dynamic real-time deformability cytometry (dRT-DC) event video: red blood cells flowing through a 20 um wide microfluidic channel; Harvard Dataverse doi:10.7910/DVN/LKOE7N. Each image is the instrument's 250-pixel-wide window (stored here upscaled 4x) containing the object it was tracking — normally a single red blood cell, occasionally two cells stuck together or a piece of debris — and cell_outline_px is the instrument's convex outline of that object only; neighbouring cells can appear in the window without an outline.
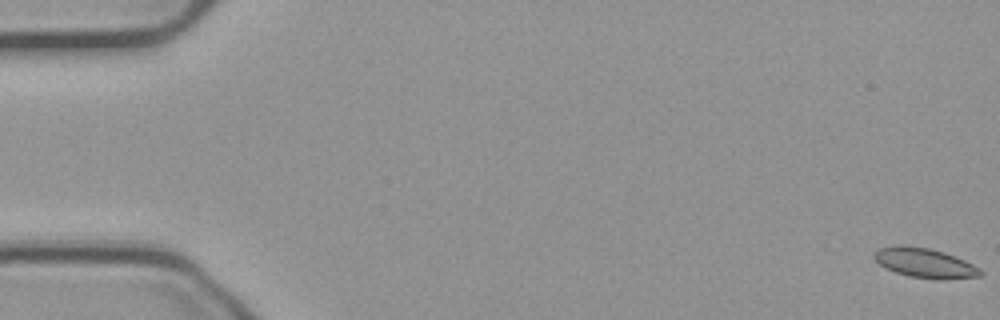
{"species": "common noctule bat (a hibernating species)", "species_latin": "Nyctalus noctula", "temperature_condition": "cold", "stored_images_in_passage": 21, "camera_frame_rate_fps": 3000, "um_per_image_px": 0.085, "animal": {"sex": "male", "body_mass_g": 23.1, "forearm_length_mm": 52.7}, "frame": {"image": 1, "passage_image": 1, "time_ms": 0.0, "image_size_px": [1000, 320], "cell_outline_px": [[984, 272], [980, 276], [944, 280], [936, 280], [908, 276], [884, 268], [872, 256], [880, 248], [896, 244], [900, 244], [928, 248], [944, 252], [964, 260], [980, 268]], "centroid_in_image_um": [78.61, 22.36], "position_along_channel_um": 6.4, "area_um2": 18.5}}